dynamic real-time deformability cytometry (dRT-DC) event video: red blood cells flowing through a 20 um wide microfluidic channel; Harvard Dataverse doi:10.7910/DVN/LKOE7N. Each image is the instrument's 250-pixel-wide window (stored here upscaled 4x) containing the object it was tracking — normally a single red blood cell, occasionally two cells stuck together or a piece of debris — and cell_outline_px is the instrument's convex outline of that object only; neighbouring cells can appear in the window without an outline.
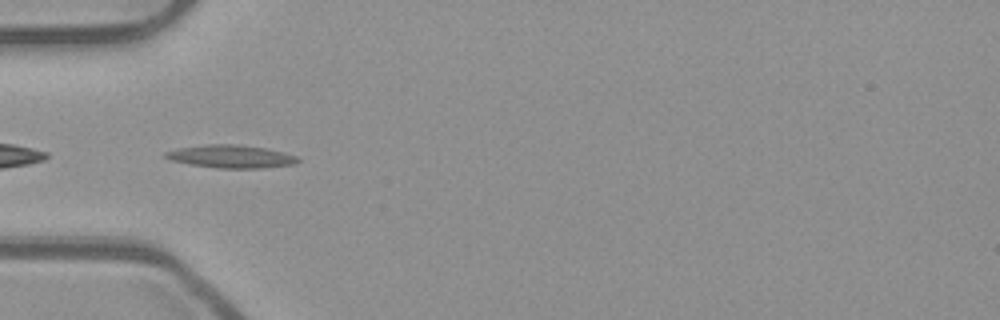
{"species": "common noctule bat (a hibernating species)", "species_latin": "Nyctalus noctula", "temperature_condition": "room temperature", "stored_images_in_passage": 36, "camera_frame_rate_fps": 3000, "um_per_image_px": 0.085, "animal": {"sex": "male", "body_mass_g": 23.1, "forearm_length_mm": 52.7}, "frame": {"image": 1, "passage_image": 1, "time_ms": 0.0, "image_size_px": [1000, 320], "cell_outline_px": [[300, 160], [292, 164], [264, 168], [220, 168], [188, 164], [172, 160], [164, 156], [164, 152], [180, 148], [208, 144], [236, 144], [264, 148], [284, 152], [296, 156]], "centroid_in_image_um": [19.63, 13.3], "position_along_channel_um": 65.4, "area_um2": 17.46}}
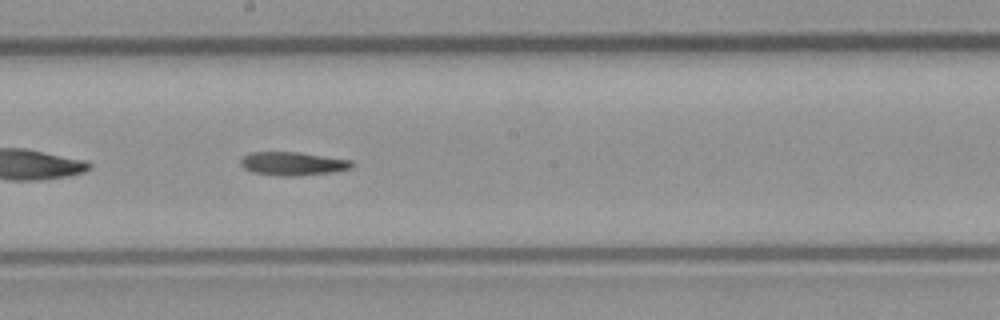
{"frame": {"image": 2, "passage_image": 13, "time_ms": 4.0, "image_size_px": [1000, 320], "cell_outline_px": [[352, 168], [332, 172], [296, 176], [276, 176], [252, 172], [244, 168], [240, 164], [240, 160], [244, 156], [252, 152], [296, 152], [352, 160]], "centroid_in_image_um": [24.86, 13.92], "position_along_channel_um": 223.3, "area_um2": 15.14}}
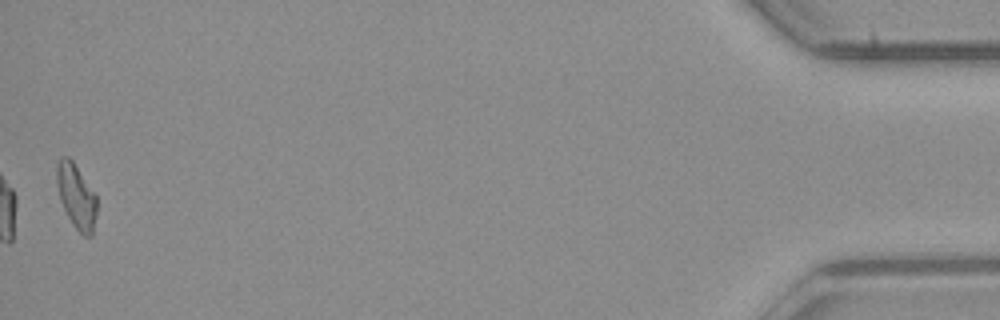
{"frame": {"image": 3, "passage_image": 36, "time_ms": 11.667, "image_size_px": [1000, 320], "cell_outline_px": [[96, 216], [92, 236], [84, 236], [72, 224], [60, 200], [56, 184], [56, 164], [60, 156], [68, 156], [72, 160], [96, 196]], "centroid_in_image_um": [6.46, 16.66], "position_along_channel_um": 428.7, "area_um2": 14.97}}